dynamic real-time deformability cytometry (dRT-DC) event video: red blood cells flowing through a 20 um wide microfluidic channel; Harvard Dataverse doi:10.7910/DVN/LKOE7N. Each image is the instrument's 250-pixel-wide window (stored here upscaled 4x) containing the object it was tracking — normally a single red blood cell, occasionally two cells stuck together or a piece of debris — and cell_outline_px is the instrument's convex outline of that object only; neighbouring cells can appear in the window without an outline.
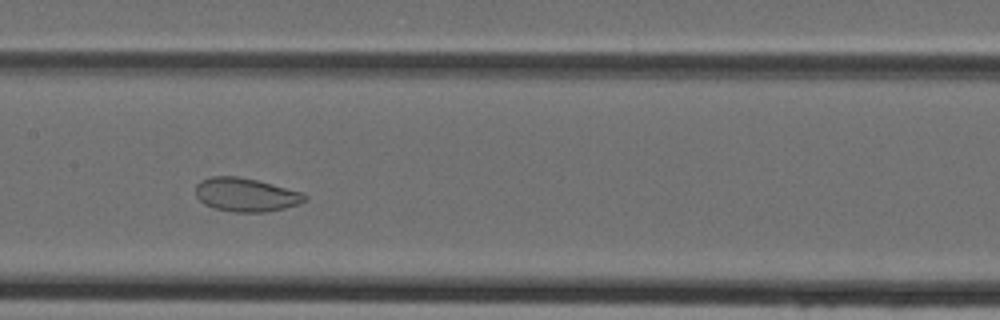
{"species": "Egyptian fruit bat (a non-hibernating species)", "species_latin": "Rousettus aegyptiacus", "temperature_condition": "cold", "stored_images_in_passage": 40, "camera_frame_rate_fps": 3000, "um_per_image_px": 0.085, "animal": {"sex": "female"}, "frame": {"image": 1, "passage_image": 17, "time_ms": 5.333, "image_size_px": [1000, 320], "cell_outline_px": [[308, 200], [300, 204], [284, 208], [264, 212], [236, 212], [212, 208], [204, 204], [196, 196], [196, 184], [200, 180], [212, 176], [236, 176], [256, 180], [304, 192], [308, 196]], "centroid_in_image_um": [20.92, 16.55], "position_along_channel_um": 186.5, "area_um2": 21.56}}
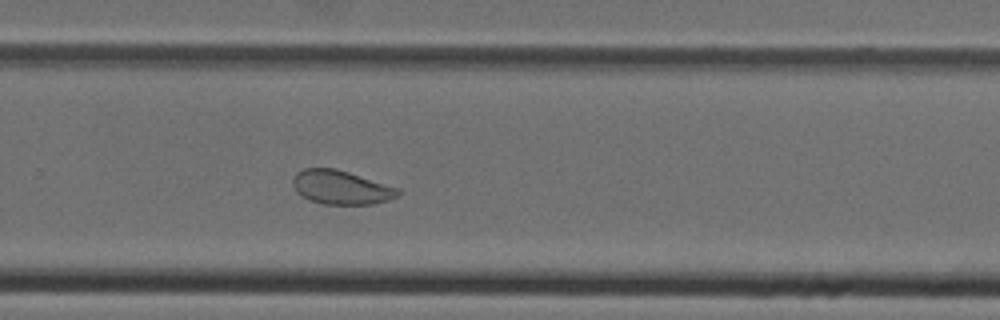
{"frame": {"image": 2, "passage_image": 25, "time_ms": 8.0, "image_size_px": [1000, 320], "cell_outline_px": [[400, 192], [396, 196], [388, 200], [372, 204], [324, 204], [312, 200], [296, 192], [292, 184], [292, 180], [296, 172], [304, 168], [336, 168], [400, 188]], "centroid_in_image_um": [28.98, 15.91], "position_along_channel_um": 300.8, "area_um2": 20.69}}
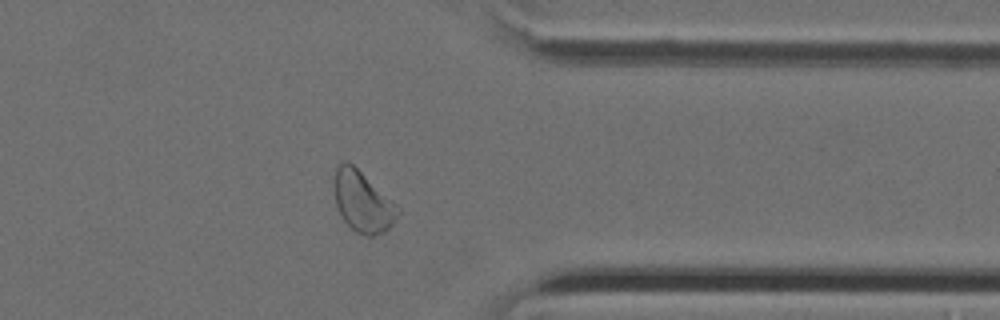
{"frame": {"image": 3, "passage_image": 31, "time_ms": 10.0, "image_size_px": [1000, 320], "cell_outline_px": [[400, 212], [392, 224], [384, 232], [372, 236], [368, 236], [356, 232], [344, 220], [336, 204], [336, 168], [344, 160], [352, 164], [396, 204], [400, 208]], "centroid_in_image_um": [30.86, 17.17], "position_along_channel_um": 380.5, "area_um2": 21.73}}